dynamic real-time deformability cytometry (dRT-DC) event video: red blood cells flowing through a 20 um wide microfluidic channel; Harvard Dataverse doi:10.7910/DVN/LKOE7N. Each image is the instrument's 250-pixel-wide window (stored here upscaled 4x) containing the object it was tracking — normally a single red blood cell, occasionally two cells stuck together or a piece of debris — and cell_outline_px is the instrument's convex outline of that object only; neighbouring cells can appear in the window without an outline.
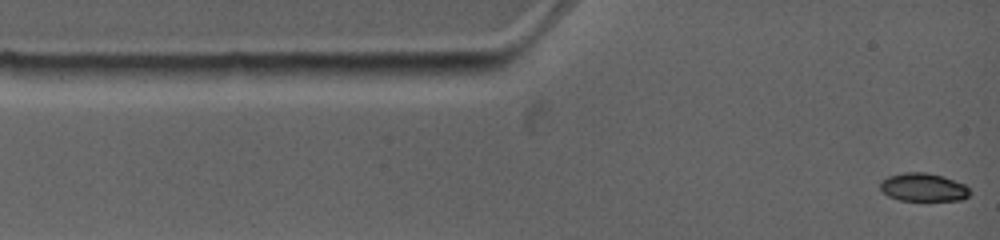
{"species": "common noctule bat (a hibernating species)", "species_latin": "Nyctalus noctula", "temperature_condition": "warm", "stored_images_in_passage": 7, "camera_frame_rate_fps": 4500, "um_per_image_px": 0.085, "animal": {"sex": "female", "body_mass_g": 19.0, "forearm_length_mm": 53.3}, "frame": {"image": 1, "passage_image": 1, "time_ms": 0.0, "image_size_px": [1000, 240], "cell_outline_px": [[968, 196], [964, 200], [900, 200], [888, 196], [880, 188], [880, 180], [888, 176], [904, 172], [924, 172], [944, 176], [964, 184], [968, 188]], "centroid_in_image_um": [78.46, 15.91], "position_along_channel_um": 6.5, "area_um2": 14.68}}
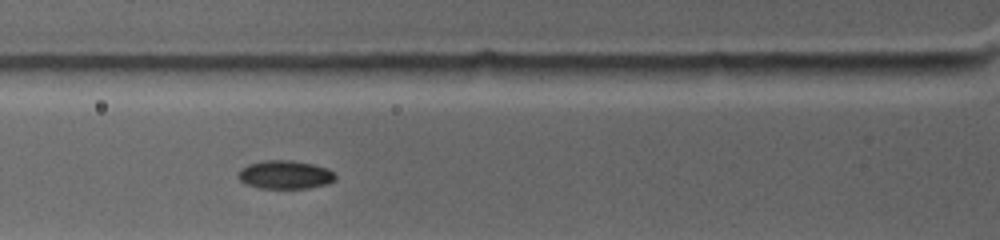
{"frame": {"image": 2, "passage_image": 5, "time_ms": 3.556, "image_size_px": [1000, 240], "cell_outline_px": [[336, 180], [328, 184], [308, 188], [260, 188], [244, 184], [236, 176], [236, 172], [240, 168], [248, 164], [264, 160], [292, 160], [312, 164], [328, 168], [336, 176]], "centroid_in_image_um": [24.2, 14.85], "position_along_channel_um": 101.6, "area_um2": 16.36}}
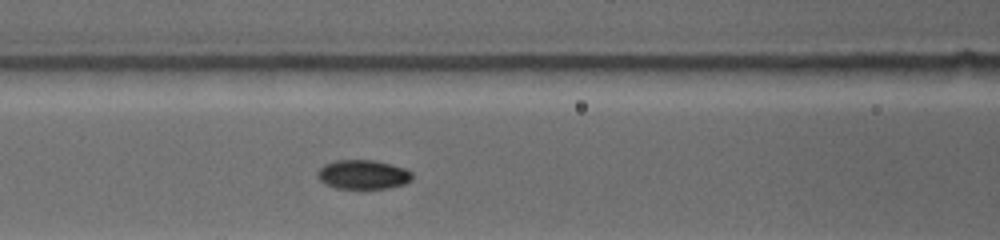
{"frame": {"image": 3, "passage_image": 6, "time_ms": 4.444, "image_size_px": [1000, 240], "cell_outline_px": [[412, 180], [404, 184], [388, 188], [336, 188], [324, 184], [316, 176], [316, 172], [324, 164], [336, 160], [372, 160], [392, 164], [404, 168], [412, 172]], "centroid_in_image_um": [30.84, 14.83], "position_along_channel_um": 135.8, "area_um2": 16.18}}